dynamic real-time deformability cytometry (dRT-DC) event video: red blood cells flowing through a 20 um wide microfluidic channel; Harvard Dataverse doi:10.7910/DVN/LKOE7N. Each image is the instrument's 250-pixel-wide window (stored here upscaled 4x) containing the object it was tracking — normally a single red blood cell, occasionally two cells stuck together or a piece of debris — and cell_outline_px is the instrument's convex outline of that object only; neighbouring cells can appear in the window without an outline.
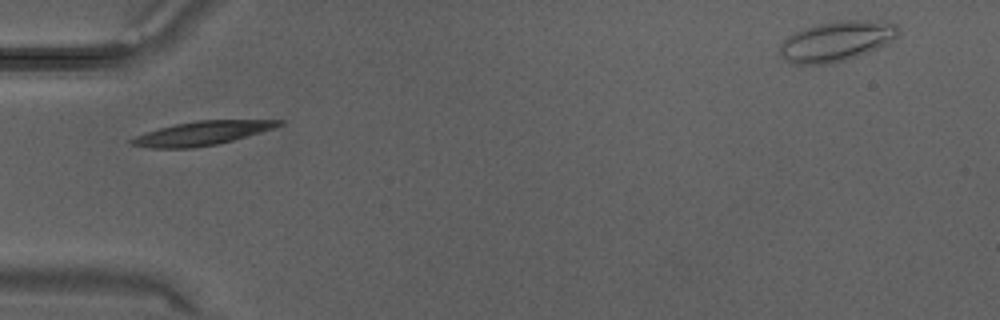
{"species": "Egyptian fruit bat (a non-hibernating species)", "species_latin": "Rousettus aegyptiacus", "temperature_condition": "warm", "stored_images_in_passage": 21, "camera_frame_rate_fps": 3000, "um_per_image_px": 0.085, "animal": {"sex": "male"}, "frame": {"image": 1, "passage_image": 1, "time_ms": 0.0, "image_size_px": [1000, 320], "cell_outline_px": [[284, 124], [260, 132], [232, 140], [216, 144], [192, 148], [152, 148], [132, 144], [128, 140], [136, 136], [160, 128], [176, 124], [196, 120], [284, 120]], "centroid_in_image_um": [17.17, 11.32], "position_along_channel_um": 67.8, "area_um2": 20.06}}
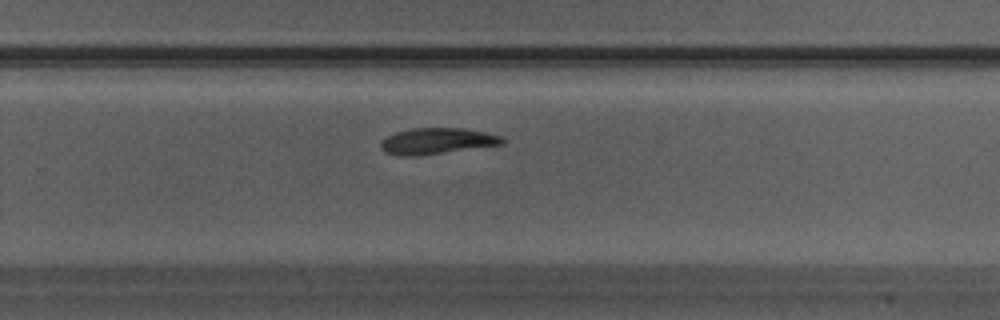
{"frame": {"image": 2, "passage_image": 12, "time_ms": 3.667, "image_size_px": [1000, 320], "cell_outline_px": [[504, 144], [420, 156], [400, 156], [384, 152], [380, 148], [380, 144], [388, 136], [396, 132], [412, 128], [460, 128], [484, 132], [500, 136], [504, 140]], "centroid_in_image_um": [37.12, 12.0], "position_along_channel_um": 292.7, "area_um2": 18.44}}
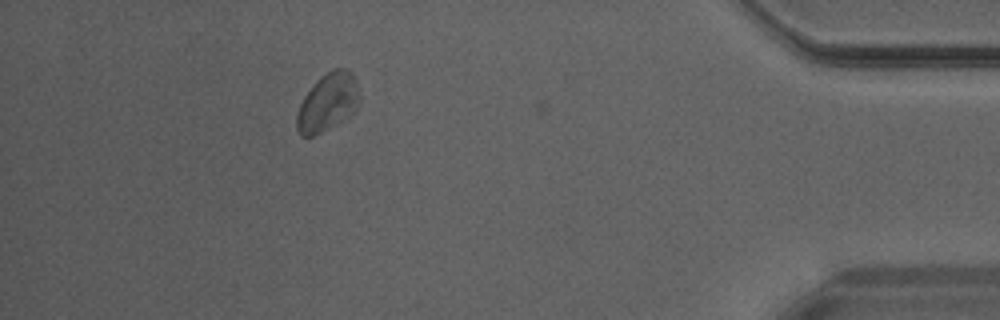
{"frame": {"image": 3, "passage_image": 20, "time_ms": 6.333, "image_size_px": [1000, 320], "cell_outline_px": [[360, 100], [356, 112], [328, 128], [312, 136], [300, 136], [296, 128], [296, 116], [300, 104], [304, 96], [320, 76], [332, 68], [348, 68], [352, 72], [356, 80], [360, 96]], "centroid_in_image_um": [27.88, 8.67], "position_along_channel_um": 407.3, "area_um2": 21.33}}